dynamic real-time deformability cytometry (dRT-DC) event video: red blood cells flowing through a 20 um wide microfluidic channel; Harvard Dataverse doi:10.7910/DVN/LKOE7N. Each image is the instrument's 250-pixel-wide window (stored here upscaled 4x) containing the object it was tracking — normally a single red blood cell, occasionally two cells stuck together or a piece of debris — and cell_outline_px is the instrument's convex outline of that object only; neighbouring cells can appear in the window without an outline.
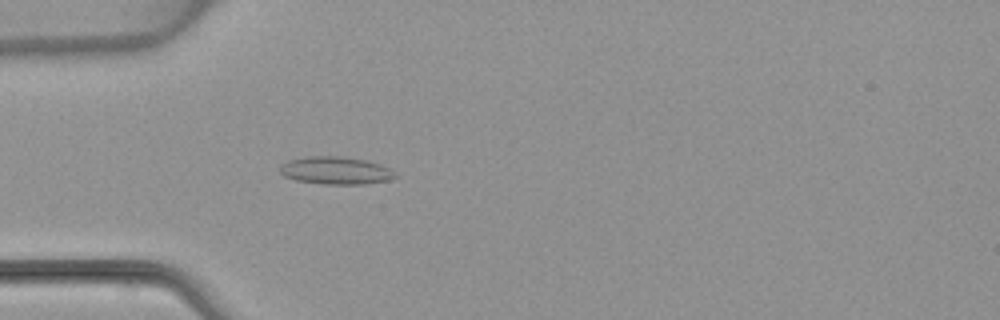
{"species": "common noctule bat (a hibernating species)", "species_latin": "Nyctalus noctula", "temperature_condition": "warm", "stored_images_in_passage": 4, "camera_frame_rate_fps": 3000, "um_per_image_px": 0.085, "animal": {"sex": "female", "body_mass_g": 22.7, "forearm_length_mm": 54.2}, "frame": {"image": 1, "passage_image": 4, "time_ms": 4.0, "image_size_px": [1000, 320], "cell_outline_px": [[396, 176], [392, 180], [364, 184], [324, 184], [296, 180], [284, 176], [280, 172], [280, 164], [288, 160], [304, 156], [344, 156], [368, 160], [380, 164], [388, 168]], "centroid_in_image_um": [28.51, 14.48], "position_along_channel_um": 56.5, "area_um2": 18.73}}